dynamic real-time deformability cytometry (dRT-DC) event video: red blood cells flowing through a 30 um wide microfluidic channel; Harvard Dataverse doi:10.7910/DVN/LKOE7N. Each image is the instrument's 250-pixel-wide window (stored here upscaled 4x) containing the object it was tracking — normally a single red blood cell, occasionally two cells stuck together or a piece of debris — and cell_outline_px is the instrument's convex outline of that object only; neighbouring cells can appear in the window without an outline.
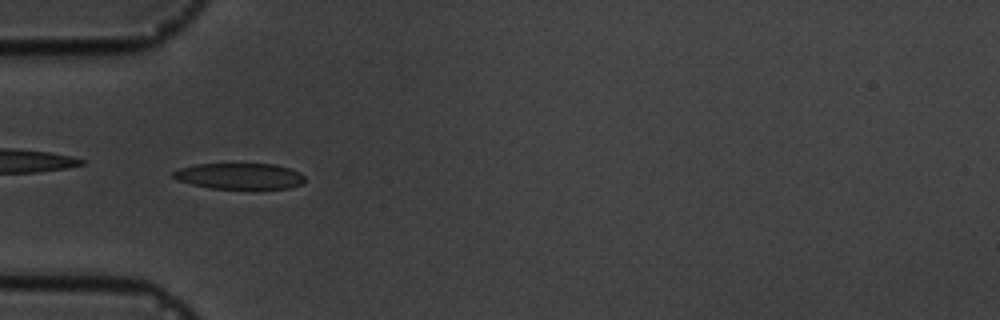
{"species": "common noctule bat (a hibernating species)", "species_latin": "Nyctalus noctula", "temperature_condition": "cold", "stored_images_in_passage": 7, "camera_frame_rate_fps": 3000, "um_per_image_px": 0.085, "animal": {"sex": "male", "body_mass_g": 19.5, "forearm_length_mm": 54.6}, "frame": {"image": 1, "passage_image": 5, "time_ms": 4.667, "image_size_px": [1000, 320], "cell_outline_px": [[304, 180], [300, 184], [288, 188], [208, 188], [176, 180], [172, 176], [172, 172], [180, 168], [196, 164], [276, 164], [300, 172], [304, 176]], "centroid_in_image_um": [20.33, 14.96], "position_along_channel_um": 64.7, "area_um2": 19.77}}
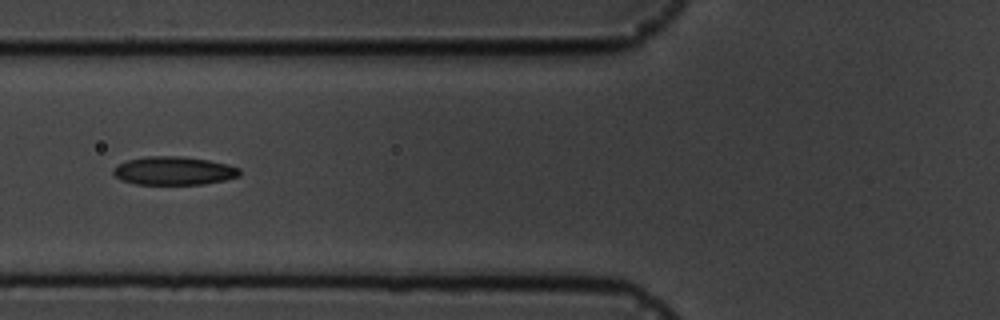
{"frame": {"image": 2, "passage_image": 6, "time_ms": 6.0, "image_size_px": [1000, 320], "cell_outline_px": [[240, 176], [224, 180], [204, 184], [136, 184], [120, 180], [112, 172], [112, 168], [128, 160], [148, 156], [180, 156], [208, 160], [228, 164], [240, 168]], "centroid_in_image_um": [14.78, 14.52], "position_along_channel_um": 111.0, "area_um2": 20.87}}
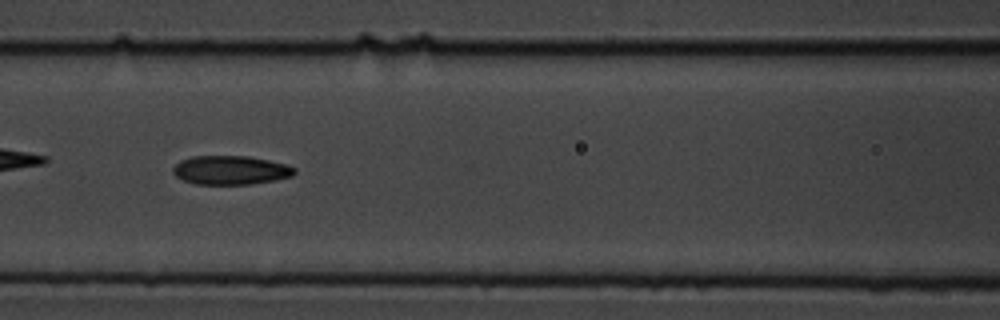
{"frame": {"image": 3, "passage_image": 7, "time_ms": 7.0, "image_size_px": [1000, 320], "cell_outline_px": [[296, 172], [292, 176], [276, 180], [252, 184], [196, 184], [184, 180], [176, 176], [172, 172], [172, 168], [180, 160], [192, 156], [248, 156], [268, 160], [284, 164], [296, 168]], "centroid_in_image_um": [19.6, 14.46], "position_along_channel_um": 147.0, "area_um2": 20.46}}